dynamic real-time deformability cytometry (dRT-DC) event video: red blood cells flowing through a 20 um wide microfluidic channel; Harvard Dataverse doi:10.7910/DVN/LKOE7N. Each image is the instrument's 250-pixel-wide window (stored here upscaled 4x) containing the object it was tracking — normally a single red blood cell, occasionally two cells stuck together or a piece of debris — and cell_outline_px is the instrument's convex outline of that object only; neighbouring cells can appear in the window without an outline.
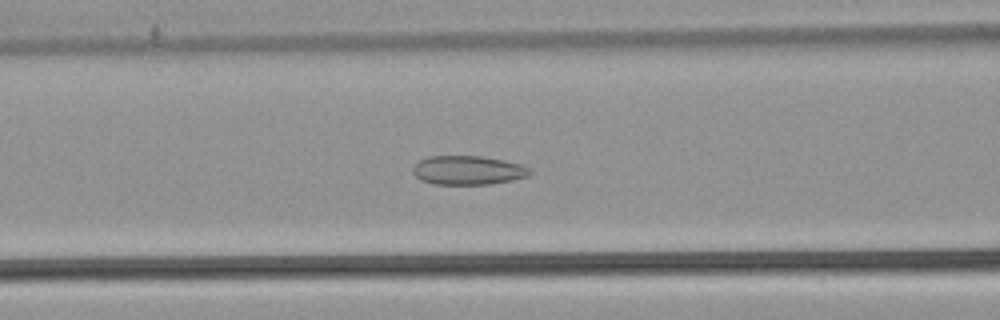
{"species": "common noctule bat (a hibernating species)", "species_latin": "Nyctalus noctula", "temperature_condition": "warm", "stored_images_in_passage": 54, "camera_frame_rate_fps": 3000, "um_per_image_px": 0.085, "animal": {"sex": "male", "body_mass_g": 21.5, "forearm_length_mm": 52.0}, "frame": {"image": 1, "passage_image": 23, "time_ms": 7.333, "image_size_px": [1000, 320], "cell_outline_px": [[532, 172], [528, 176], [512, 180], [488, 184], [432, 184], [420, 180], [412, 172], [412, 168], [420, 160], [428, 156], [480, 156], [504, 160], [520, 164], [532, 168]], "centroid_in_image_um": [39.78, 14.47], "position_along_channel_um": 126.8, "area_um2": 19.83}}
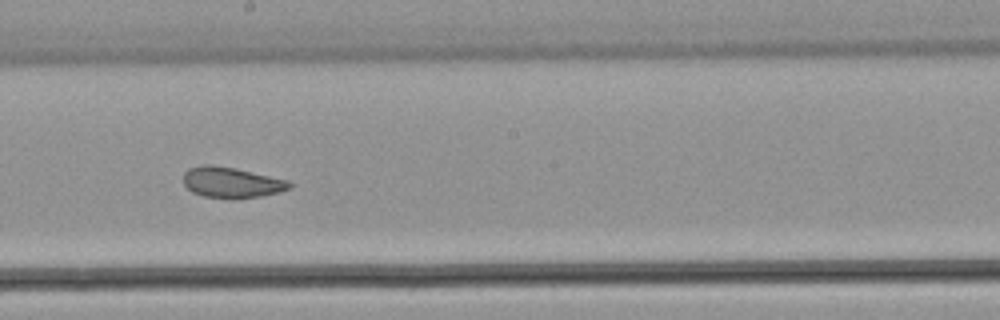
{"frame": {"image": 2, "passage_image": 31, "time_ms": 10.0, "image_size_px": [1000, 320], "cell_outline_px": [[292, 188], [280, 192], [260, 196], [232, 200], [204, 196], [192, 192], [184, 184], [184, 172], [188, 168], [204, 164], [212, 164], [236, 168], [288, 180], [292, 184]], "centroid_in_image_um": [19.69, 15.51], "position_along_channel_um": 228.5, "area_um2": 19.31}}
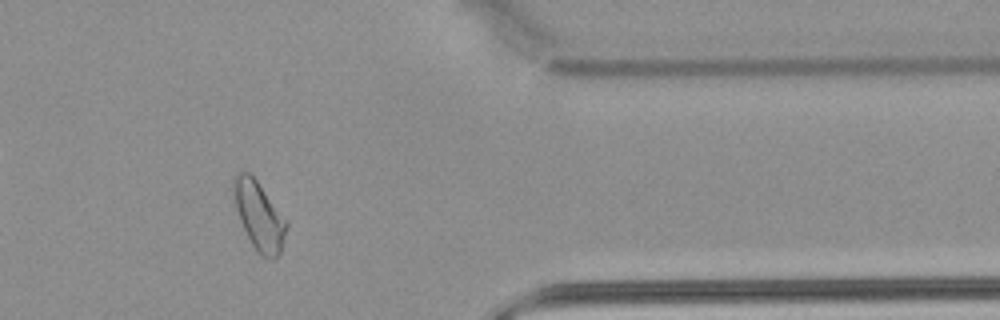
{"frame": {"image": 3, "passage_image": 45, "time_ms": 14.667, "image_size_px": [1000, 320], "cell_outline_px": [[288, 224], [280, 252], [272, 260], [260, 256], [256, 252], [240, 220], [236, 208], [232, 192], [232, 180], [236, 172], [248, 172], [256, 180], [288, 220]], "centroid_in_image_um": [22.02, 18.33], "position_along_channel_um": 389.4, "area_um2": 21.1}, "authors_computed_cell_mechanics": {"area_um2": 22.3686, "velocity_mm_per_s": 3.82, "shape_relaxation_time_tau1_ms": null, "shape_relaxation_time_tau2_ms": 1.6443, "deformation_change_tau1": null, "deformation_change_tau2": 0.0817}}